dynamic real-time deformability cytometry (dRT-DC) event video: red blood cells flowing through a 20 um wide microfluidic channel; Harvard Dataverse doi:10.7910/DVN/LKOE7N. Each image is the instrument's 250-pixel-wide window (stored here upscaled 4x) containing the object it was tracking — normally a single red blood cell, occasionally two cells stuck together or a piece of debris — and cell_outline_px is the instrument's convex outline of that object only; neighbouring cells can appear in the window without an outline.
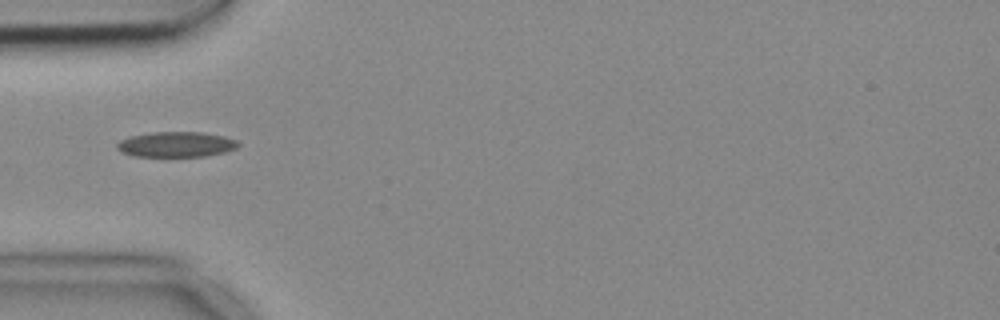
{"species": "common noctule bat (a hibernating species)", "species_latin": "Nyctalus noctula", "temperature_condition": "cold", "stored_images_in_passage": 4, "camera_frame_rate_fps": 3000, "um_per_image_px": 0.085, "animal": {"sex": "female", "body_mass_g": 18.4}, "frame": {"image": 1, "passage_image": 2, "time_ms": 0.333, "image_size_px": [1000, 320], "cell_outline_px": [[240, 144], [236, 148], [224, 152], [204, 156], [132, 156], [120, 152], [116, 148], [116, 144], [120, 140], [128, 136], [152, 132], [204, 132], [224, 136], [236, 140]], "centroid_in_image_um": [14.93, 12.27], "position_along_channel_um": 70.1, "area_um2": 17.98}}